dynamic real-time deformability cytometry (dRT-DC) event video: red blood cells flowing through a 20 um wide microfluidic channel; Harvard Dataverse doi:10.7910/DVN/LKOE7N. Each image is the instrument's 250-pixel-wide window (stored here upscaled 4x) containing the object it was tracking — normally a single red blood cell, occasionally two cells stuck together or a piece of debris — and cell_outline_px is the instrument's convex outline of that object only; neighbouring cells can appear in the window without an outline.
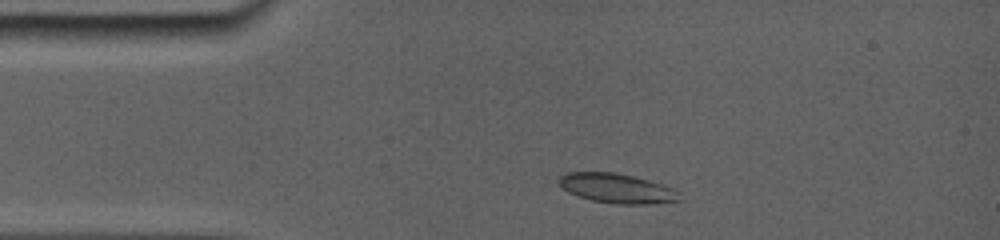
{"species": "common noctule bat (a hibernating species)", "species_latin": "Nyctalus noctula", "temperature_condition": "room temperature", "stored_images_in_passage": 5, "camera_frame_rate_fps": 5000, "um_per_image_px": 0.085, "animal": {"sex": "female", "body_mass_g": 19.0, "forearm_length_mm": 56.7}, "frame": {"image": 1, "passage_image": 1, "time_ms": 0.0, "image_size_px": [1000, 240], "cell_outline_px": [[684, 200], [652, 204], [616, 204], [592, 200], [568, 192], [556, 180], [560, 176], [568, 172], [616, 172], [648, 180], [672, 188], [680, 192]], "centroid_in_image_um": [52.48, 16.01], "position_along_channel_um": 32.5, "area_um2": 20.81}}
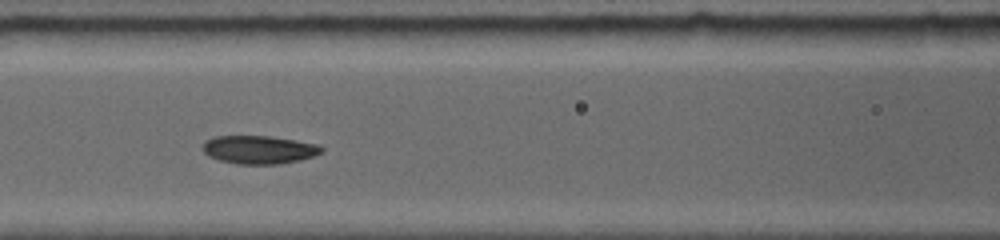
{"frame": {"image": 2, "passage_image": 4, "time_ms": 3.8, "image_size_px": [1000, 240], "cell_outline_px": [[324, 152], [300, 160], [280, 164], [236, 164], [220, 160], [208, 156], [204, 152], [204, 144], [208, 140], [216, 136], [268, 136], [292, 140], [312, 144], [324, 148]], "centroid_in_image_um": [22.01, 12.74], "position_along_channel_um": 144.6, "area_um2": 19.19}}
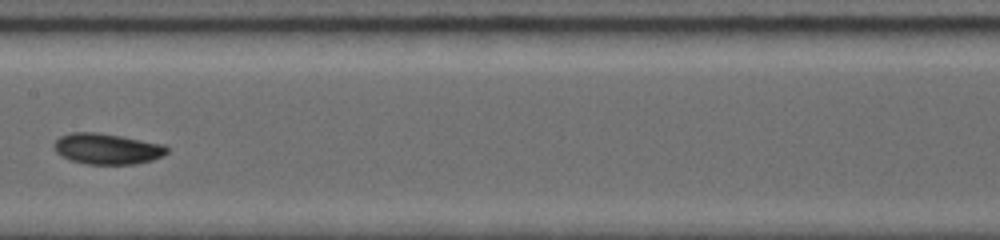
{"frame": {"image": 3, "passage_image": 5, "time_ms": 5.2, "image_size_px": [1000, 240], "cell_outline_px": [[168, 152], [152, 160], [136, 164], [88, 164], [72, 160], [60, 156], [56, 152], [52, 144], [60, 136], [72, 132], [92, 132], [120, 136], [160, 144], [168, 148]], "centroid_in_image_um": [9.04, 12.65], "position_along_channel_um": 198.4, "area_um2": 20.0}}